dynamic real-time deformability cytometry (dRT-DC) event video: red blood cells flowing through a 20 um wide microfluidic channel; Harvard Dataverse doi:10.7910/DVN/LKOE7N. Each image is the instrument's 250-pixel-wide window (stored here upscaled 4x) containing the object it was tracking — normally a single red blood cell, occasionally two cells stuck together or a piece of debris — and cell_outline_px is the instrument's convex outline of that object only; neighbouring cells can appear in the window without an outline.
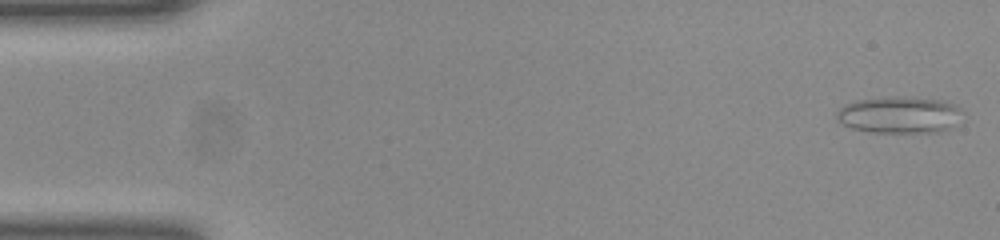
{"species": "common noctule bat (a hibernating species)", "species_latin": "Nyctalus noctula", "temperature_condition": "room temperature", "stored_images_in_passage": 51, "camera_frame_rate_fps": 3000, "um_per_image_px": 0.085, "animal": {"sex": "female", "body_mass_g": 23.0, "forearm_length_mm": 53.4}, "frame": {"image": 1, "passage_image": 1, "time_ms": 0.0, "image_size_px": [1000, 240], "cell_outline_px": [[964, 112], [952, 128], [936, 132], [868, 132], [852, 128], [844, 124], [836, 116], [836, 112], [844, 104], [856, 100], [892, 96], [944, 100], [956, 104]], "centroid_in_image_um": [76.48, 9.75], "position_along_channel_um": 8.5, "area_um2": 27.05}}
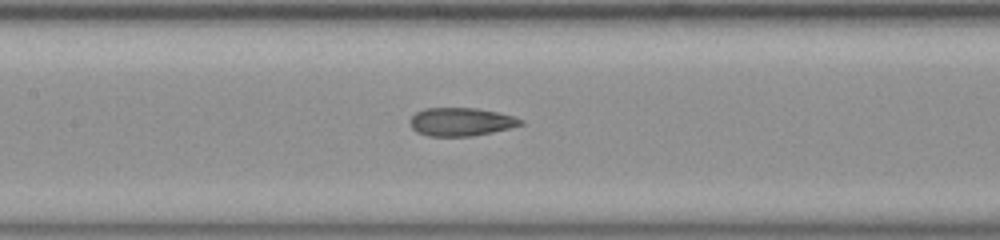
{"frame": {"image": 2, "passage_image": 23, "time_ms": 7.333, "image_size_px": [1000, 240], "cell_outline_px": [[524, 124], [492, 132], [472, 136], [428, 136], [416, 132], [412, 128], [412, 116], [416, 112], [424, 108], [476, 108], [496, 112], [512, 116], [524, 120]], "centroid_in_image_um": [39.18, 10.35], "position_along_channel_um": 168.2, "area_um2": 18.03}}
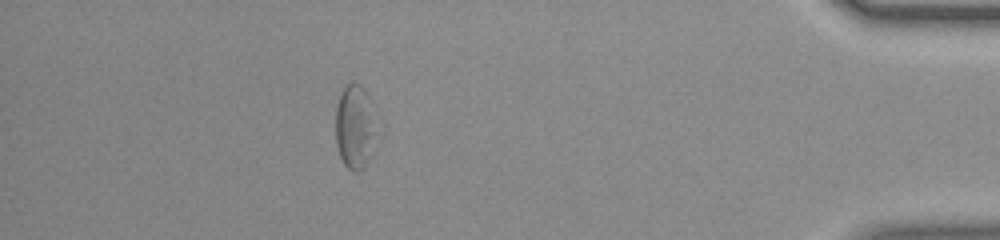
{"frame": {"image": 3, "passage_image": 45, "time_ms": 14.667, "image_size_px": [1000, 240], "cell_outline_px": [[376, 132], [372, 156], [356, 172], [348, 168], [344, 164], [340, 156], [336, 144], [336, 108], [340, 92], [344, 84], [352, 80], [360, 84], [364, 88], [368, 96]], "centroid_in_image_um": [30.14, 10.73], "position_along_channel_um": 405.1, "area_um2": 20.06}, "authors_computed_cell_mechanics": {"area_um2": 19.8254, "velocity_mm_per_s": 3.934, "shape_relaxation_time_tau1_ms": null, "shape_relaxation_time_tau2_ms": 1.8103, "deformation_change_tau1": null, "deformation_change_tau2": 0.1}}